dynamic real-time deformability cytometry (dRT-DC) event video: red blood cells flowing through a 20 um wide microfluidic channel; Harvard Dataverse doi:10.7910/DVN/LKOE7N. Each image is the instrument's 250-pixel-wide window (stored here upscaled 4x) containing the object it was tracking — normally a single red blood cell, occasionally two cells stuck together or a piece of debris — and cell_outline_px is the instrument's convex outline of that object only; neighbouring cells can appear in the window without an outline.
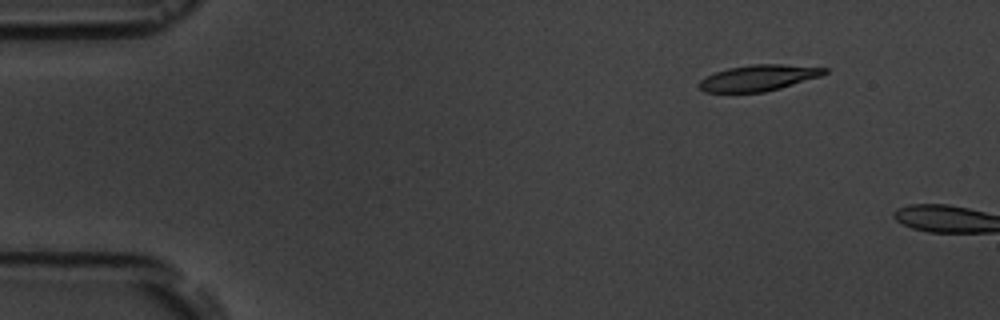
{"species": "common noctule bat (a hibernating species)", "species_latin": "Nyctalus noctula", "temperature_condition": "room temperature", "stored_images_in_passage": 3, "camera_frame_rate_fps": 3000, "um_per_image_px": 0.085, "animal": {"sex": "male", "body_mass_g": 19.5, "forearm_length_mm": 54.6}, "frame": {"image": 1, "passage_image": 1, "time_ms": 0.0, "image_size_px": [1000, 320], "cell_outline_px": [[828, 72], [820, 76], [780, 88], [764, 92], [704, 92], [700, 88], [700, 80], [716, 72], [728, 68], [752, 64], [780, 64], [828, 68]], "centroid_in_image_um": [64.49, 6.61], "position_along_channel_um": 20.5, "area_um2": 18.73}}